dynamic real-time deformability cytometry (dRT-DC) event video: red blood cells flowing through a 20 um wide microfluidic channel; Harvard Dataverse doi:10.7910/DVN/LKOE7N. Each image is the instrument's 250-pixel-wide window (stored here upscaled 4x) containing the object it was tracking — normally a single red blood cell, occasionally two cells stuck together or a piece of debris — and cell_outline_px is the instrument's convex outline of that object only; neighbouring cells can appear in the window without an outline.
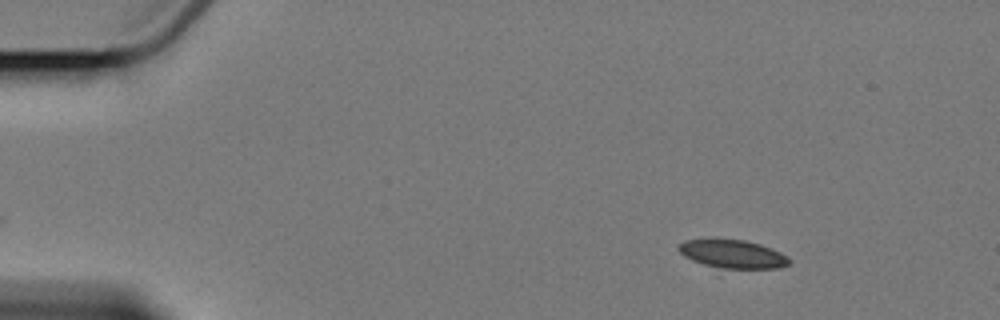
{"species": "Egyptian fruit bat (a non-hibernating species)", "species_latin": "Rousettus aegyptiacus", "temperature_condition": "cold", "stored_images_in_passage": 8, "segment_of_instrument_passage": [2, 2], "camera_frame_rate_fps": 3000, "um_per_image_px": 0.085, "animal": {"sex": "female"}, "frame": {"image": 1, "passage_image": 8, "time_ms": 9.333, "image_size_px": [1000, 320], "cell_outline_px": [[792, 260], [788, 264], [776, 268], [720, 268], [704, 264], [692, 260], [684, 256], [676, 248], [684, 240], [744, 240], [760, 244], [772, 248], [788, 256]], "centroid_in_image_um": [62.3, 21.6], "position_along_channel_um": 22.7, "area_um2": 17.98}}